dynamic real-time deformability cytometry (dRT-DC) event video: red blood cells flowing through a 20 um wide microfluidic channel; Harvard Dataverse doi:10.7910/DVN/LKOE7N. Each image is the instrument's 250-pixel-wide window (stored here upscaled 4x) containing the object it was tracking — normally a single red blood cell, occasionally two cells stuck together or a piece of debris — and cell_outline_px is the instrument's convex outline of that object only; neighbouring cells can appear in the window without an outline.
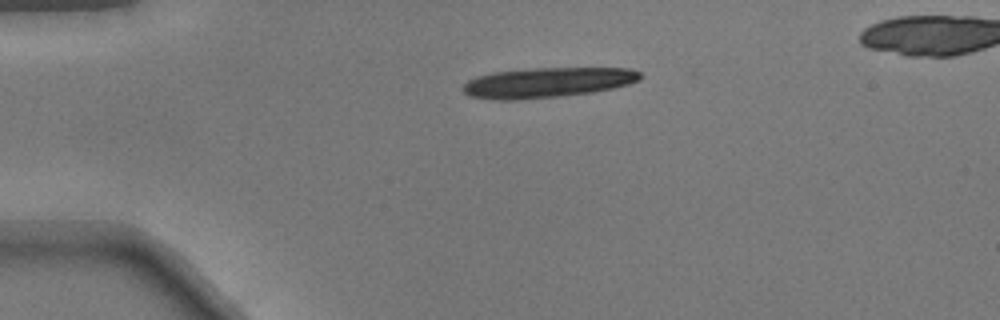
{"species": "common noctule bat (a hibernating species)", "species_latin": "Nyctalus noctula", "temperature_condition": "warm", "stored_images_in_passage": 8, "camera_frame_rate_fps": 3000, "um_per_image_px": 0.085, "animal": {"sex": "male", "body_mass_g": 17.9}, "frame": {"image": 1, "passage_image": 1, "time_ms": 0.0, "image_size_px": [1000, 320], "cell_outline_px": [[644, 76], [640, 80], [628, 84], [612, 88], [592, 92], [560, 96], [520, 100], [492, 100], [468, 96], [460, 88], [468, 80], [476, 76], [492, 72], [536, 68], [628, 68], [640, 72]], "centroid_in_image_um": [46.49, 7.02], "position_along_channel_um": 38.5, "area_um2": 31.33}}